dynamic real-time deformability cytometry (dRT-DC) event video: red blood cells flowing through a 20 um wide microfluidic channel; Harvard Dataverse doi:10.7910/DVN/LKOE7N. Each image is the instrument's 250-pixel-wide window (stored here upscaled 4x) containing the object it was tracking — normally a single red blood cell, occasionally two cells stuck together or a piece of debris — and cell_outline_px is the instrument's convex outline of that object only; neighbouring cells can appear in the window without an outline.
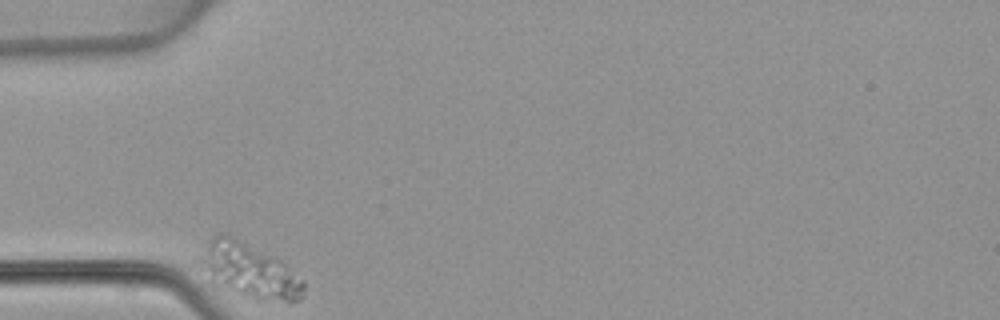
{"species": "common noctule bat (a hibernating species)", "species_latin": "Nyctalus noctula", "temperature_condition": "warm", "stored_images_in_passage": 31, "camera_frame_rate_fps": 3000, "um_per_image_px": 0.085, "animal": {"sex": "female", "body_mass_g": 22.7, "forearm_length_mm": 54.2}, "frame": {"image": 1, "passage_image": 1, "time_ms": 0.0, "image_size_px": [1000, 320], "cell_outline_px": [[304, 292], [300, 300], [288, 304], [252, 296], [224, 288], [216, 284], [200, 268], [196, 260], [212, 236], [220, 232], [224, 232], [276, 256], [304, 284]], "centroid_in_image_um": [21.15, 22.95], "position_along_channel_um": 63.9, "area_um2": 32.71}}
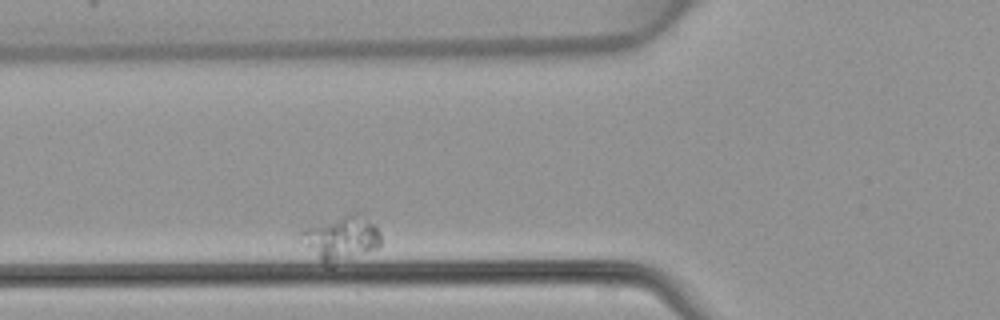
{"frame": {"image": 2, "passage_image": 5, "time_ms": 1.333, "image_size_px": [1000, 320], "cell_outline_px": [[380, 244], [376, 248], [332, 268], [324, 268], [296, 236], [300, 228], [348, 212], [356, 212], [376, 224], [380, 232]], "centroid_in_image_um": [28.9, 20.28], "position_along_channel_um": 96.9, "area_um2": 22.25}}
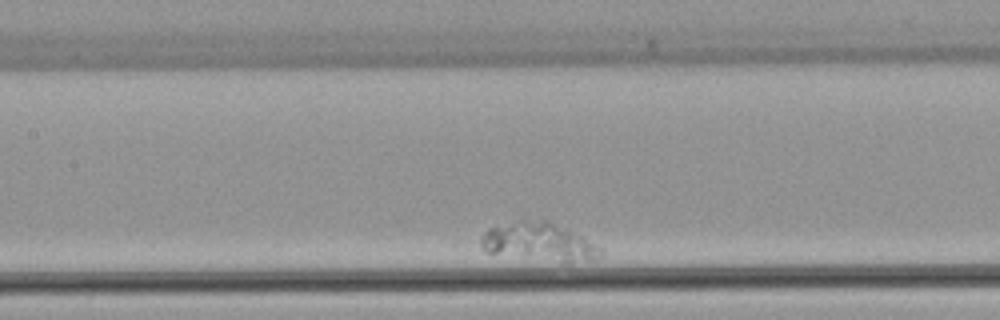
{"frame": {"image": 3, "passage_image": 12, "time_ms": 3.667, "image_size_px": [1000, 320], "cell_outline_px": [[604, 256], [592, 260], [568, 264], [560, 264], [488, 252], [480, 244], [480, 236], [488, 228], [520, 220], [544, 220], [584, 236], [604, 248]], "centroid_in_image_um": [45.91, 20.62], "position_along_channel_um": 161.5, "area_um2": 27.4}}